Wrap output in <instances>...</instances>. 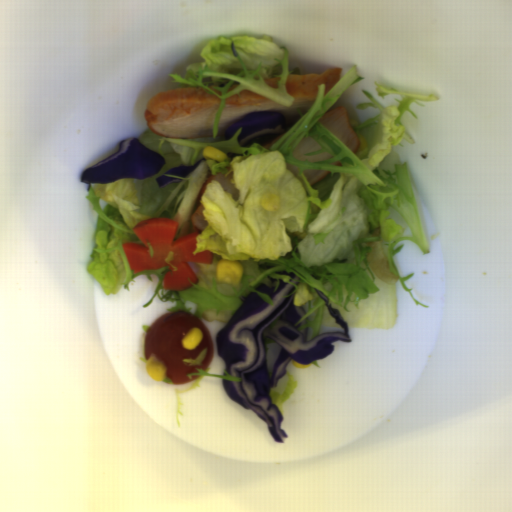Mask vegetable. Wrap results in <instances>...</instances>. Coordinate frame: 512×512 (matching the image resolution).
<instances>
[{"label": "vegetable", "instance_id": "vegetable-3", "mask_svg": "<svg viewBox=\"0 0 512 512\" xmlns=\"http://www.w3.org/2000/svg\"><path fill=\"white\" fill-rule=\"evenodd\" d=\"M195 369L199 372L186 374V378H188L190 380V379H192V376H199V377H197L196 380L194 382H192L190 385H185L183 387H176V389H175V404H176L175 417H176V420H177L180 428H181V420H182V416H183V409H182V406L180 403V394L186 393L188 391L193 390L196 387H199L203 376L217 377V378H221L225 381H231V382H240L242 379V378L230 376L227 369L224 370V375L207 374V372L210 370L209 366L206 369H202L201 367H197Z\"/></svg>", "mask_w": 512, "mask_h": 512}, {"label": "vegetable", "instance_id": "vegetable-4", "mask_svg": "<svg viewBox=\"0 0 512 512\" xmlns=\"http://www.w3.org/2000/svg\"><path fill=\"white\" fill-rule=\"evenodd\" d=\"M162 381H163L164 383H167V384H173V385L175 384V383H173V382H172V380H171L167 375H165V374H164V376H163Z\"/></svg>", "mask_w": 512, "mask_h": 512}, {"label": "vegetable", "instance_id": "vegetable-1", "mask_svg": "<svg viewBox=\"0 0 512 512\" xmlns=\"http://www.w3.org/2000/svg\"><path fill=\"white\" fill-rule=\"evenodd\" d=\"M204 62L190 64L186 76L171 73L172 82L202 88L221 99L213 123L212 137L179 139L160 137L151 129L140 135V143L165 159L155 176L145 179L122 178L111 183L93 182L87 191L91 208L97 213L91 251L85 265L104 294H112L121 285L128 291L129 283L137 276L151 274L157 285L148 302L155 296L162 301L175 302L166 310L186 311L205 322H225L232 319L244 304L241 296L257 292L268 304L275 306L270 295L259 290V284L275 287L281 280L294 289L283 297L293 295L296 306H302L304 315L295 326L306 319L298 331L308 328L307 341L323 333H346L329 312L324 294L331 306L338 309L349 329H394L399 318L398 282L409 291L415 304L428 308L417 300L405 281L414 273L402 277L395 264V255L412 240L422 250L430 252L421 221L408 162L395 164V173L381 169L379 162L392 146L403 147L406 139L415 144L401 123L405 112H411L412 102L439 101L433 94H418L396 90L375 82V93L384 100L387 94H397L398 105L385 106L369 91H361L369 102L358 104V109L374 107L379 112L358 125L349 121L358 137L359 147L353 152L335 134L323 126L320 119L347 89L364 81L357 75L356 66L347 69L341 80L325 95L326 85L318 86L317 98L307 112L297 109L300 116L284 118L285 131L269 148L258 142L242 146L238 139L242 126L225 139L218 138V122L226 98L240 90H253L260 95L292 106L294 97L286 90V79L292 74L288 63V48L278 46L269 35H220L201 50ZM279 89L265 83L263 78H278ZM213 85L223 95L208 87ZM239 84L237 89L227 90ZM227 92V93H226ZM416 100H421L416 101ZM312 137L321 149L305 154L327 151L332 160L304 161L293 158V150L305 137ZM206 145L224 153H244L232 159H206L188 176L165 174L176 166L193 165L203 158ZM341 166L330 165L336 161ZM286 163L299 167L298 177L286 169ZM330 170L324 179L310 184L302 170ZM217 172L226 177L233 172L230 182L239 189L238 200L223 191L217 181H210L200 201L209 225L197 235L199 251L213 253L212 264L187 262L197 283L188 289L165 290L162 280L167 267L143 269L134 274L122 244L143 245L132 228L143 219L170 218L180 228L174 241L190 234L191 216L196 198L207 178ZM182 179L180 183L159 188V176ZM264 194L275 195V211L261 206ZM144 246V245H143ZM221 259L237 260L243 267V279L237 288L217 284L216 265ZM316 289V290H315ZM165 313V314H166Z\"/></svg>", "mask_w": 512, "mask_h": 512}, {"label": "vegetable", "instance_id": "vegetable-6", "mask_svg": "<svg viewBox=\"0 0 512 512\" xmlns=\"http://www.w3.org/2000/svg\"><path fill=\"white\" fill-rule=\"evenodd\" d=\"M310 363L316 367H320L318 360Z\"/></svg>", "mask_w": 512, "mask_h": 512}, {"label": "vegetable", "instance_id": "vegetable-5", "mask_svg": "<svg viewBox=\"0 0 512 512\" xmlns=\"http://www.w3.org/2000/svg\"><path fill=\"white\" fill-rule=\"evenodd\" d=\"M142 327H143V330H144L143 335L145 336V334H146L147 330L151 327V325H144V326H142Z\"/></svg>", "mask_w": 512, "mask_h": 512}, {"label": "vegetable", "instance_id": "vegetable-2", "mask_svg": "<svg viewBox=\"0 0 512 512\" xmlns=\"http://www.w3.org/2000/svg\"><path fill=\"white\" fill-rule=\"evenodd\" d=\"M298 384V377L295 373V367L289 360L287 368L281 377L277 380L275 386H270L269 396L271 403H274L280 410L282 415L283 403L291 398L296 386Z\"/></svg>", "mask_w": 512, "mask_h": 512}]
</instances>
